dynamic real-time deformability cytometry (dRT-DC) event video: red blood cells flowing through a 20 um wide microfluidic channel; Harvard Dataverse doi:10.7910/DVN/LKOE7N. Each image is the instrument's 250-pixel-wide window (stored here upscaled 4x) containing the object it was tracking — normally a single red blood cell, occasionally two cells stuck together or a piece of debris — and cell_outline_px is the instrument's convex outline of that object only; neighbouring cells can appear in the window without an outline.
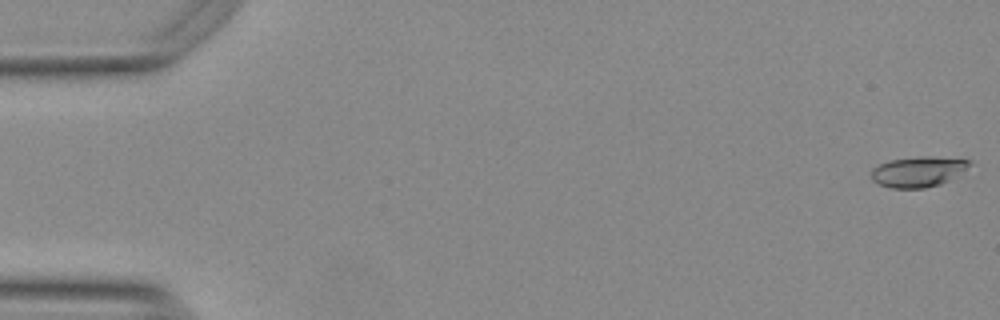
{"species": "Egyptian fruit bat (a non-hibernating species)", "species_latin": "Rousettus aegyptiacus", "temperature_condition": "warm", "stored_images_in_passage": 11, "camera_frame_rate_fps": 3000, "um_per_image_px": 0.085, "animal": {"sex": "female"}, "frame": {"image": 1, "passage_image": 1, "time_ms": 0.0, "image_size_px": [1000, 320], "cell_outline_px": [[972, 164], [948, 180], [940, 184], [924, 188], [892, 188], [880, 184], [872, 180], [872, 168], [888, 160], [920, 156], [928, 156], [972, 160]], "centroid_in_image_um": [78.02, 14.58], "position_along_channel_um": 7.0, "area_um2": 17.22}}